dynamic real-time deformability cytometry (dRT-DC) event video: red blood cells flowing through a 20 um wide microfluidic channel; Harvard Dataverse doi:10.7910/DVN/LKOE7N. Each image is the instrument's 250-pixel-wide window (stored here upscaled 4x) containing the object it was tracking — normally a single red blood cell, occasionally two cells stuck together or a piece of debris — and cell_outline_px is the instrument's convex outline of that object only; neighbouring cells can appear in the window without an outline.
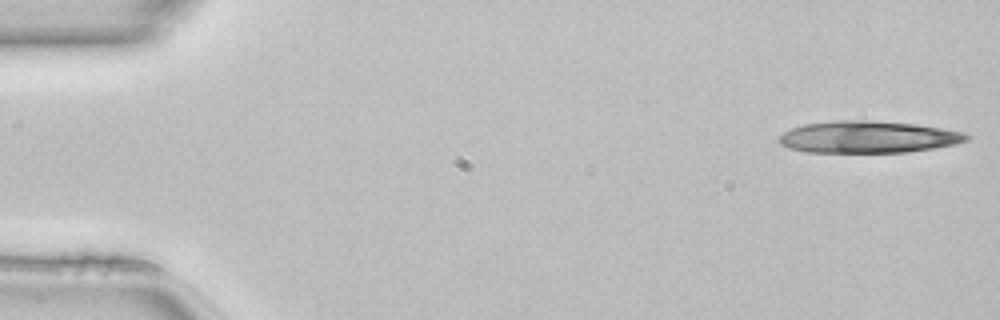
{"species": "common noctule bat (a hibernating species)", "species_latin": "Nyctalus noctula", "temperature_condition": "room temperature", "stored_images_in_passage": 26, "camera_frame_rate_fps": 3000, "um_per_image_px": 0.085, "animal": {"sex": "female", "body_mass_g": 22.7, "forearm_length_mm": 54.2}, "frame": {"image": 1, "passage_image": 1, "time_ms": 0.0, "image_size_px": [1000, 320], "cell_outline_px": [[972, 136], [968, 140], [956, 144], [908, 152], [804, 152], [788, 148], [780, 144], [780, 136], [784, 132], [792, 128], [804, 124], [836, 120], [864, 120], [916, 124], [964, 132]], "centroid_in_image_um": [73.8, 11.64], "position_along_channel_um": 11.2, "area_um2": 34.85}}
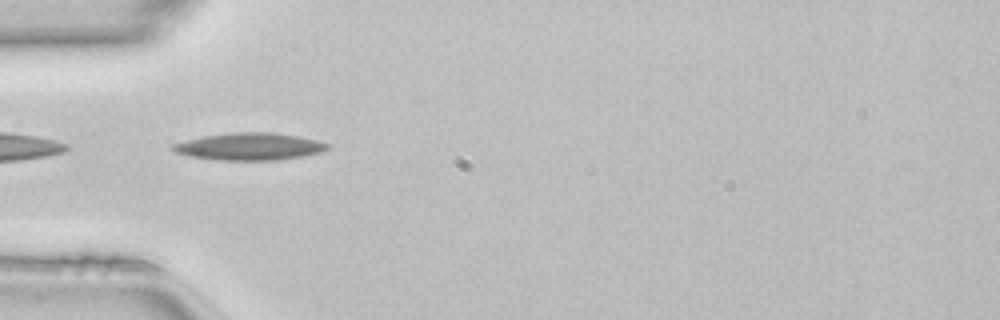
{"frame": {"image": 2, "passage_image": 15, "time_ms": 4.667, "image_size_px": [1000, 320], "cell_outline_px": [[328, 148], [320, 152], [304, 156], [280, 160], [220, 160], [188, 156], [176, 152], [172, 148], [172, 144], [204, 136], [232, 132], [272, 132], [300, 136], [316, 140], [328, 144]], "centroid_in_image_um": [21.23, 12.45], "position_along_channel_um": 63.8, "area_um2": 24.45}}